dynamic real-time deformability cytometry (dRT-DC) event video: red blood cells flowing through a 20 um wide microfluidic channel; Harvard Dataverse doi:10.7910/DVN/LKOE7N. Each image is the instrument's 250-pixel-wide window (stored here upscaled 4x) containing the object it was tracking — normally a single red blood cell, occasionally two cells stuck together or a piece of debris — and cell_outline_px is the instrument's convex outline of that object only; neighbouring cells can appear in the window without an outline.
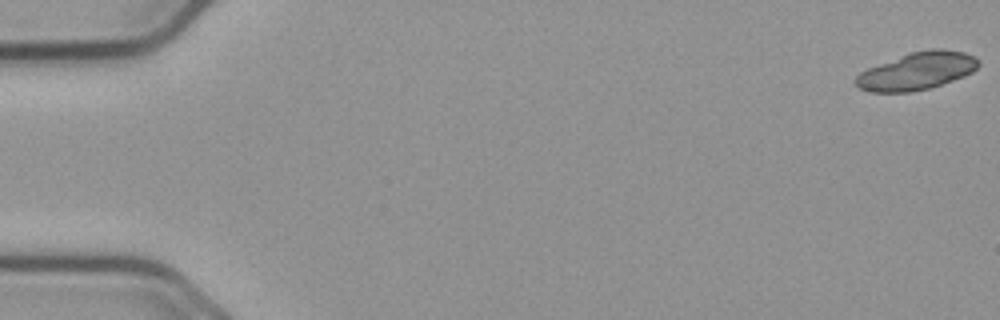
{"species": "common noctule bat (a hibernating species)", "species_latin": "Nyctalus noctula", "temperature_condition": "cold", "stored_images_in_passage": 8, "camera_frame_rate_fps": 3000, "um_per_image_px": 0.085, "animal": {"sex": "male", "body_mass_g": 23.1, "forearm_length_mm": 52.7}, "frame": {"image": 1, "passage_image": 1, "time_ms": 0.0, "image_size_px": [1000, 320], "cell_outline_px": [[980, 64], [972, 72], [964, 76], [928, 88], [908, 92], [872, 92], [860, 88], [852, 80], [860, 72], [868, 68], [912, 52], [932, 48], [944, 48], [964, 52], [976, 56], [980, 60]], "centroid_in_image_um": [77.96, 6.02], "position_along_channel_um": 7.0, "area_um2": 26.65}}